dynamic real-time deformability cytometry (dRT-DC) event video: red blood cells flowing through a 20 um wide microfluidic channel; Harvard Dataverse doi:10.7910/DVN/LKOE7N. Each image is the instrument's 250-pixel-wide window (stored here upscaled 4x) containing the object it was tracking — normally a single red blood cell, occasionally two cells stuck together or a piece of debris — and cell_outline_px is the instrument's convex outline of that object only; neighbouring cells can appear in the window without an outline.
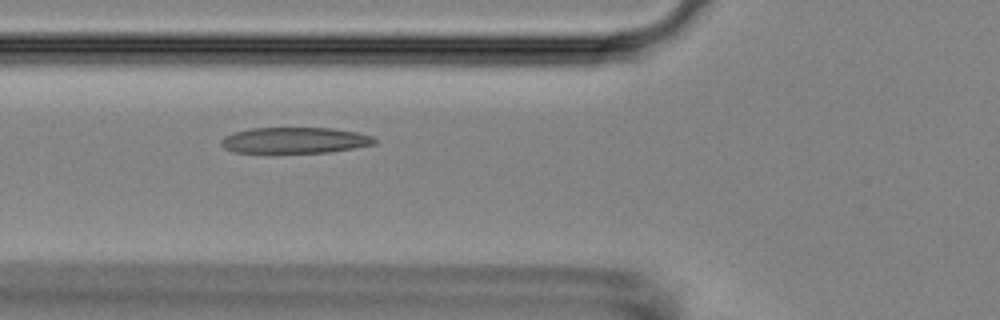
{"species": "Egyptian fruit bat (a non-hibernating species)", "species_latin": "Rousettus aegyptiacus", "temperature_condition": "room temperature", "stored_images_in_passage": 54, "camera_frame_rate_fps": 3000, "um_per_image_px": 0.085, "animal": {"sex": "female"}, "frame": {"image": 1, "passage_image": 20, "time_ms": 6.333, "image_size_px": [1000, 320], "cell_outline_px": [[376, 144], [328, 152], [236, 152], [224, 148], [220, 144], [220, 140], [224, 136], [232, 132], [248, 128], [332, 128], [356, 132], [372, 136], [376, 140]], "centroid_in_image_um": [25.01, 11.91], "position_along_channel_um": 100.8, "area_um2": 23.12}}
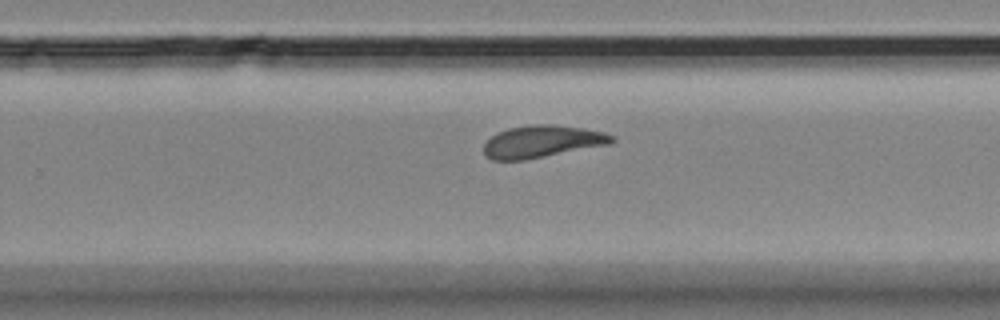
{"frame": {"image": 2, "passage_image": 35, "time_ms": 11.333, "image_size_px": [1000, 320], "cell_outline_px": [[616, 140], [612, 144], [524, 160], [492, 160], [484, 156], [484, 144], [492, 136], [508, 128], [532, 124], [552, 124], [584, 128], [604, 132], [616, 136]], "centroid_in_image_um": [46.13, 12.03], "position_along_channel_um": 283.7, "area_um2": 24.22}}
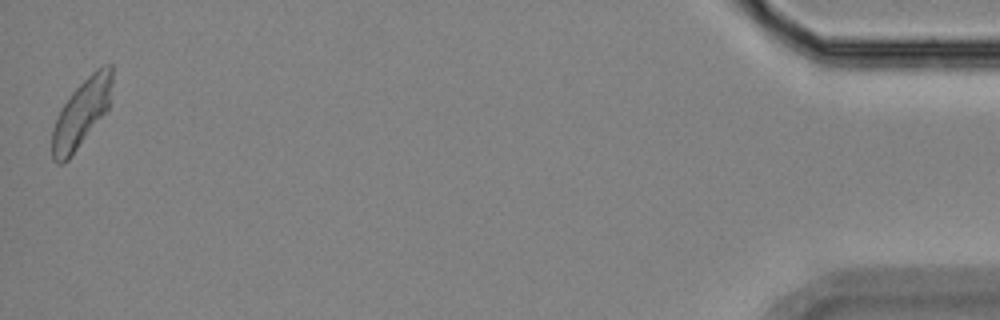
{"frame": {"image": 3, "passage_image": 54, "time_ms": 17.667, "image_size_px": [1000, 320], "cell_outline_px": [[112, 80], [108, 108], [68, 160], [60, 164], [56, 164], [52, 160], [52, 128], [64, 104], [72, 92], [96, 68], [104, 64], [112, 64]], "centroid_in_image_um": [6.91, 9.62], "position_along_channel_um": 428.3, "area_um2": 23.12}, "authors_computed_cell_mechanics": {"area_um2": 24.1315, "velocity_mm_per_s": 3.6676, "shape_relaxation_time_tau1_ms": 4.8483, "shape_relaxation_time_tau2_ms": 2.4121, "deformation_change_tau1": 0.1497, "deformation_change_tau2": 0.0915}}